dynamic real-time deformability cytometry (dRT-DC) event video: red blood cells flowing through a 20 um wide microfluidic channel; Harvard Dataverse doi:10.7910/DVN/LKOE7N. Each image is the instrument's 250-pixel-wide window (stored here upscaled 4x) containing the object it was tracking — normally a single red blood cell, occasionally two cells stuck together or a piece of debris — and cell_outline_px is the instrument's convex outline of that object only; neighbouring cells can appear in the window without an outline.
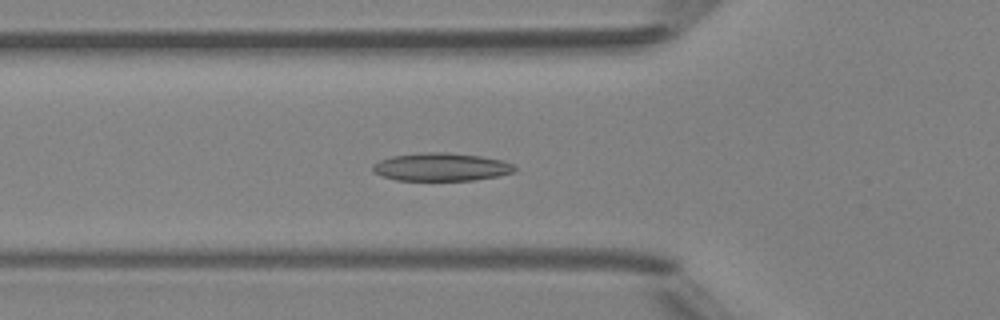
{"species": "Egyptian fruit bat (a non-hibernating species)", "species_latin": "Rousettus aegyptiacus", "temperature_condition": "room temperature", "stored_images_in_passage": 42, "camera_frame_rate_fps": 3000, "um_per_image_px": 0.085, "animal": {"sex": "female"}, "frame": {"image": 1, "passage_image": 17, "time_ms": 5.333, "image_size_px": [1000, 320], "cell_outline_px": [[516, 168], [512, 172], [500, 176], [472, 180], [396, 180], [380, 176], [372, 172], [372, 164], [380, 160], [392, 156], [428, 152], [448, 152], [480, 156], [500, 160], [512, 164]], "centroid_in_image_um": [37.45, 14.2], "position_along_channel_um": 88.3, "area_um2": 23.12}}
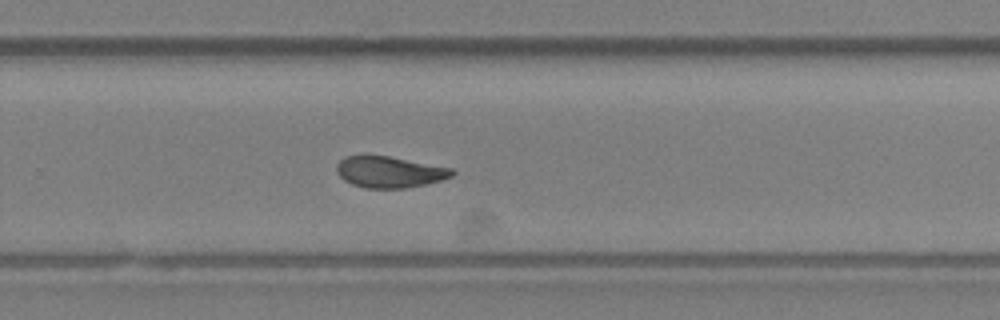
{"frame": {"image": 2, "passage_image": 32, "time_ms": 10.333, "image_size_px": [1000, 320], "cell_outline_px": [[456, 172], [452, 176], [440, 180], [424, 184], [404, 188], [364, 188], [352, 184], [344, 180], [336, 172], [336, 164], [344, 156], [388, 156], [452, 168]], "centroid_in_image_um": [33.08, 14.62], "position_along_channel_um": 296.7, "area_um2": 20.87}}
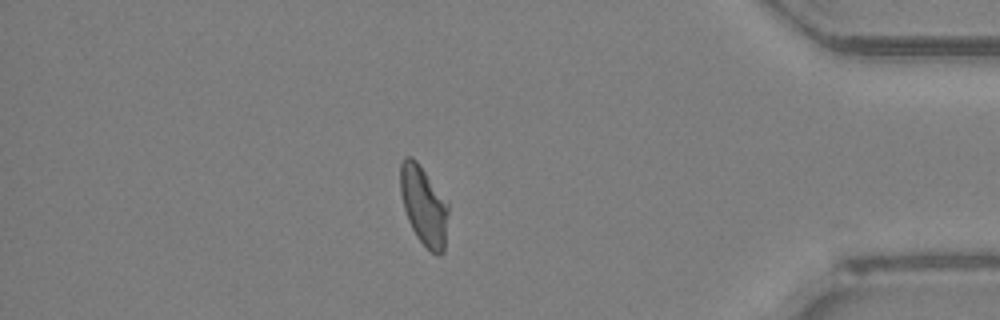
{"frame": {"image": 3, "passage_image": 42, "time_ms": 13.667, "image_size_px": [1000, 320], "cell_outline_px": [[448, 212], [444, 252], [440, 256], [432, 252], [416, 236], [408, 220], [404, 208], [400, 192], [400, 164], [404, 156], [412, 156], [416, 160], [448, 204]], "centroid_in_image_um": [36.0, 17.48], "position_along_channel_um": 399.2, "area_um2": 21.79}, "authors_computed_cell_mechanics": {"area_um2": 22.0796, "velocity_mm_per_s": 4.1869, "shape_relaxation_time_tau1_ms": null, "shape_relaxation_time_tau2_ms": 2.377, "deformation_change_tau1": null, "deformation_change_tau2": 0.0883}}